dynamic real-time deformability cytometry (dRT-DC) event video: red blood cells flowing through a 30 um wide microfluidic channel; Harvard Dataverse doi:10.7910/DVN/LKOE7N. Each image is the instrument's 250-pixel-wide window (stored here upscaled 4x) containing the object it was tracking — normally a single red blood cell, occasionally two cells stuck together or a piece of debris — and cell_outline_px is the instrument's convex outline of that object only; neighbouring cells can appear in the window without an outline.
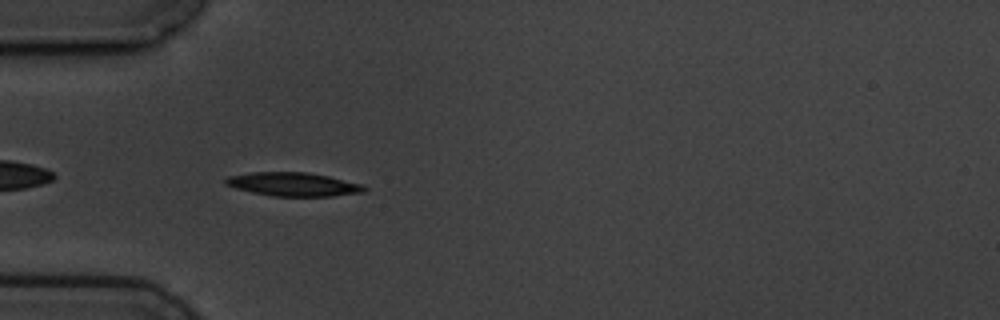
{"species": "common noctule bat (a hibernating species)", "species_latin": "Nyctalus noctula", "temperature_condition": "cold", "stored_images_in_passage": 5, "camera_frame_rate_fps": 3000, "um_per_image_px": 0.085, "animal": {"sex": "male", "body_mass_g": 19.5, "forearm_length_mm": 54.6}, "frame": {"image": 1, "passage_image": 4, "time_ms": 3.667, "image_size_px": [1000, 320], "cell_outline_px": [[368, 188], [364, 192], [332, 196], [272, 196], [252, 192], [236, 188], [224, 184], [224, 180], [228, 176], [252, 172], [308, 172], [328, 176], [364, 184]], "centroid_in_image_um": [24.95, 15.66], "position_along_channel_um": 60.0, "area_um2": 19.19}}